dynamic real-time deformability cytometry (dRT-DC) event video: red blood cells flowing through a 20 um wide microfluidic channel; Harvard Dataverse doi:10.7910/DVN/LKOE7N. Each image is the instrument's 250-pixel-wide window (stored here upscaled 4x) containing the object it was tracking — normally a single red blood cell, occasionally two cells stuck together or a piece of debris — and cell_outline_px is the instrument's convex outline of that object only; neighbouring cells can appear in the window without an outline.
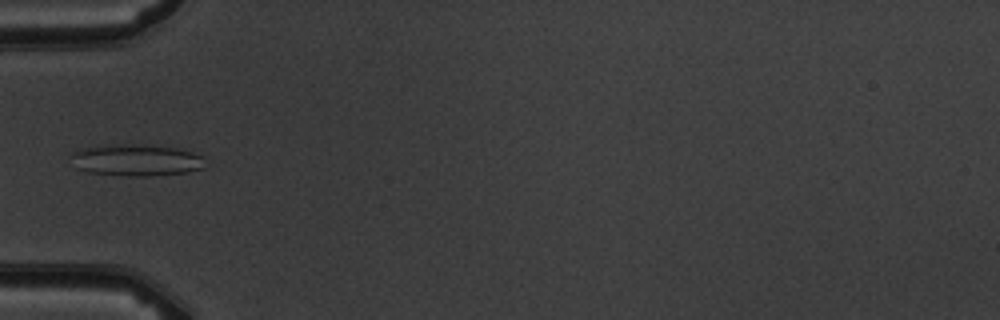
{"species": "common noctule bat (a hibernating species)", "species_latin": "Nyctalus noctula", "temperature_condition": "warm", "stored_images_in_passage": 5, "camera_frame_rate_fps": 3000, "um_per_image_px": 0.085, "animal": {"sex": "male", "body_mass_g": 19.5, "forearm_length_mm": 54.6}, "frame": {"image": 1, "passage_image": 4, "time_ms": 3.333, "image_size_px": [1000, 320], "cell_outline_px": [[204, 168], [188, 172], [152, 176], [128, 176], [88, 172], [76, 168], [72, 156], [72, 152], [88, 148], [112, 144], [128, 144], [176, 148], [192, 152], [204, 156]], "centroid_in_image_um": [11.63, 13.63], "position_along_channel_um": 73.4, "area_um2": 24.51}}
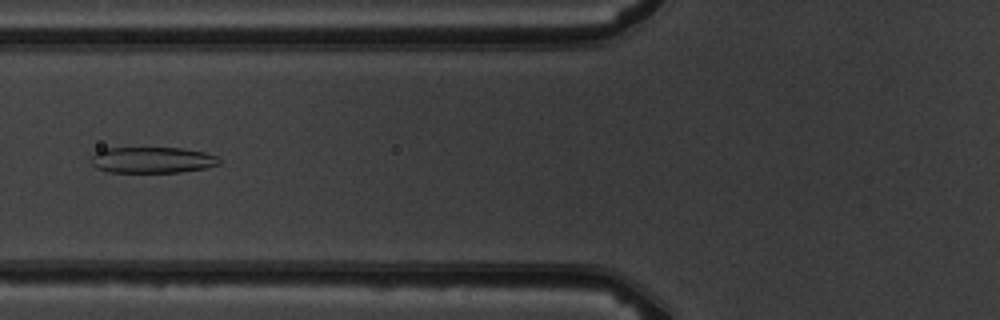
{"frame": {"image": 2, "passage_image": 5, "time_ms": 4.333, "image_size_px": [1000, 320], "cell_outline_px": [[220, 164], [208, 168], [180, 172], [108, 172], [96, 168], [92, 164], [92, 156], [96, 152], [104, 148], [184, 148], [204, 152], [216, 156], [220, 160]], "centroid_in_image_um": [12.96, 13.6], "position_along_channel_um": 112.8, "area_um2": 19.54}}